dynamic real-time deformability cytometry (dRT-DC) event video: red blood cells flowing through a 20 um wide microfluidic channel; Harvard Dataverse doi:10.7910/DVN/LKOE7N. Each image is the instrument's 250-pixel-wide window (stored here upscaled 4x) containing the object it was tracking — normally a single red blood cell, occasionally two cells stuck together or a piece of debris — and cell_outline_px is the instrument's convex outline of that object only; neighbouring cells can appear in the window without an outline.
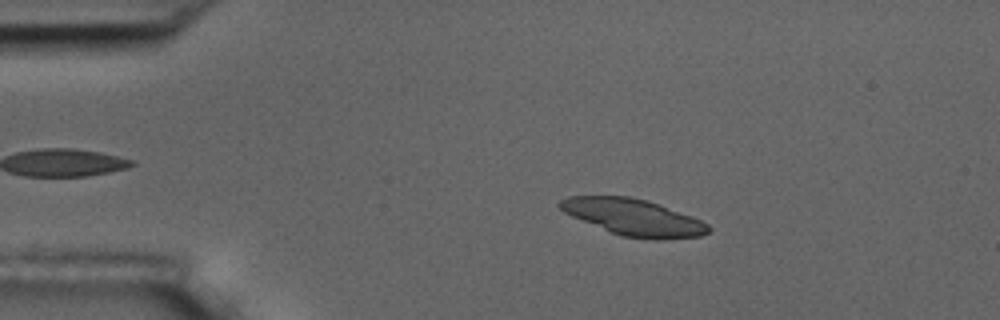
{"species": "common noctule bat (a hibernating species)", "species_latin": "Nyctalus noctula", "temperature_condition": "room temperature", "stored_images_in_passage": 4, "camera_frame_rate_fps": 3000, "um_per_image_px": 0.085, "animal": {"sex": "male", "body_mass_g": 17.5, "forearm_length_mm": 52.3}, "frame": {"image": 1, "passage_image": 3, "time_ms": 2.333, "image_size_px": [1000, 320], "cell_outline_px": [[712, 228], [708, 232], [700, 236], [620, 236], [572, 216], [564, 212], [556, 204], [560, 200], [568, 196], [628, 196], [660, 204], [692, 216], [708, 224]], "centroid_in_image_um": [53.77, 18.4], "position_along_channel_um": 31.2, "area_um2": 30.35}}